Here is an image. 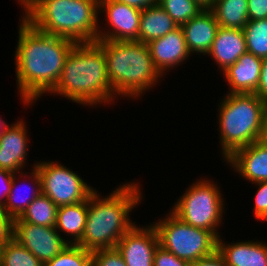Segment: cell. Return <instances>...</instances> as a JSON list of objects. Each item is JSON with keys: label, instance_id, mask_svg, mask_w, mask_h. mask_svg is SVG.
Wrapping results in <instances>:
<instances>
[{"label": "cell", "instance_id": "cell-40", "mask_svg": "<svg viewBox=\"0 0 267 266\" xmlns=\"http://www.w3.org/2000/svg\"><path fill=\"white\" fill-rule=\"evenodd\" d=\"M35 0H18V2H21V7L24 11L27 10V8L34 2ZM23 5V6H22Z\"/></svg>", "mask_w": 267, "mask_h": 266}, {"label": "cell", "instance_id": "cell-27", "mask_svg": "<svg viewBox=\"0 0 267 266\" xmlns=\"http://www.w3.org/2000/svg\"><path fill=\"white\" fill-rule=\"evenodd\" d=\"M159 5L178 26L185 24L204 10L193 0H159Z\"/></svg>", "mask_w": 267, "mask_h": 266}, {"label": "cell", "instance_id": "cell-12", "mask_svg": "<svg viewBox=\"0 0 267 266\" xmlns=\"http://www.w3.org/2000/svg\"><path fill=\"white\" fill-rule=\"evenodd\" d=\"M159 237L151 224L138 227L136 224L116 244L127 266H153Z\"/></svg>", "mask_w": 267, "mask_h": 266}, {"label": "cell", "instance_id": "cell-36", "mask_svg": "<svg viewBox=\"0 0 267 266\" xmlns=\"http://www.w3.org/2000/svg\"><path fill=\"white\" fill-rule=\"evenodd\" d=\"M255 94L267 102V58L262 61L260 80Z\"/></svg>", "mask_w": 267, "mask_h": 266}, {"label": "cell", "instance_id": "cell-5", "mask_svg": "<svg viewBox=\"0 0 267 266\" xmlns=\"http://www.w3.org/2000/svg\"><path fill=\"white\" fill-rule=\"evenodd\" d=\"M96 42L105 54L107 74L115 98L120 95L137 99L162 77L147 44L139 41Z\"/></svg>", "mask_w": 267, "mask_h": 266}, {"label": "cell", "instance_id": "cell-23", "mask_svg": "<svg viewBox=\"0 0 267 266\" xmlns=\"http://www.w3.org/2000/svg\"><path fill=\"white\" fill-rule=\"evenodd\" d=\"M220 27L243 29L248 20V0H217L210 9Z\"/></svg>", "mask_w": 267, "mask_h": 266}, {"label": "cell", "instance_id": "cell-33", "mask_svg": "<svg viewBox=\"0 0 267 266\" xmlns=\"http://www.w3.org/2000/svg\"><path fill=\"white\" fill-rule=\"evenodd\" d=\"M267 18V0H248V20Z\"/></svg>", "mask_w": 267, "mask_h": 266}, {"label": "cell", "instance_id": "cell-29", "mask_svg": "<svg viewBox=\"0 0 267 266\" xmlns=\"http://www.w3.org/2000/svg\"><path fill=\"white\" fill-rule=\"evenodd\" d=\"M91 266H127L116 247L92 251Z\"/></svg>", "mask_w": 267, "mask_h": 266}, {"label": "cell", "instance_id": "cell-35", "mask_svg": "<svg viewBox=\"0 0 267 266\" xmlns=\"http://www.w3.org/2000/svg\"><path fill=\"white\" fill-rule=\"evenodd\" d=\"M191 266H228L224 261L221 254L216 250L213 254L203 257L194 263H191Z\"/></svg>", "mask_w": 267, "mask_h": 266}, {"label": "cell", "instance_id": "cell-31", "mask_svg": "<svg viewBox=\"0 0 267 266\" xmlns=\"http://www.w3.org/2000/svg\"><path fill=\"white\" fill-rule=\"evenodd\" d=\"M153 266H191V263L179 259L161 245H158L154 255Z\"/></svg>", "mask_w": 267, "mask_h": 266}, {"label": "cell", "instance_id": "cell-24", "mask_svg": "<svg viewBox=\"0 0 267 266\" xmlns=\"http://www.w3.org/2000/svg\"><path fill=\"white\" fill-rule=\"evenodd\" d=\"M58 206L49 197L41 194L35 198L14 221H24L35 225L55 227Z\"/></svg>", "mask_w": 267, "mask_h": 266}, {"label": "cell", "instance_id": "cell-34", "mask_svg": "<svg viewBox=\"0 0 267 266\" xmlns=\"http://www.w3.org/2000/svg\"><path fill=\"white\" fill-rule=\"evenodd\" d=\"M14 173L0 169V206H4L10 192Z\"/></svg>", "mask_w": 267, "mask_h": 266}, {"label": "cell", "instance_id": "cell-1", "mask_svg": "<svg viewBox=\"0 0 267 266\" xmlns=\"http://www.w3.org/2000/svg\"><path fill=\"white\" fill-rule=\"evenodd\" d=\"M22 19V20H21ZM15 52L18 93L28 106L57 84L75 41L36 29L21 16Z\"/></svg>", "mask_w": 267, "mask_h": 266}, {"label": "cell", "instance_id": "cell-18", "mask_svg": "<svg viewBox=\"0 0 267 266\" xmlns=\"http://www.w3.org/2000/svg\"><path fill=\"white\" fill-rule=\"evenodd\" d=\"M245 35L242 29L218 27L215 39L207 53L222 72L232 66L238 58L247 53Z\"/></svg>", "mask_w": 267, "mask_h": 266}, {"label": "cell", "instance_id": "cell-19", "mask_svg": "<svg viewBox=\"0 0 267 266\" xmlns=\"http://www.w3.org/2000/svg\"><path fill=\"white\" fill-rule=\"evenodd\" d=\"M217 240V251L228 266H267V243L241 241L225 244Z\"/></svg>", "mask_w": 267, "mask_h": 266}, {"label": "cell", "instance_id": "cell-16", "mask_svg": "<svg viewBox=\"0 0 267 266\" xmlns=\"http://www.w3.org/2000/svg\"><path fill=\"white\" fill-rule=\"evenodd\" d=\"M180 27L183 31L189 53L195 52L198 55L199 53L207 55L219 25L212 11L204 9Z\"/></svg>", "mask_w": 267, "mask_h": 266}, {"label": "cell", "instance_id": "cell-4", "mask_svg": "<svg viewBox=\"0 0 267 266\" xmlns=\"http://www.w3.org/2000/svg\"><path fill=\"white\" fill-rule=\"evenodd\" d=\"M24 13L41 32L76 43L97 41L99 0H35Z\"/></svg>", "mask_w": 267, "mask_h": 266}, {"label": "cell", "instance_id": "cell-15", "mask_svg": "<svg viewBox=\"0 0 267 266\" xmlns=\"http://www.w3.org/2000/svg\"><path fill=\"white\" fill-rule=\"evenodd\" d=\"M226 163L250 183L267 181V143L258 140L236 150Z\"/></svg>", "mask_w": 267, "mask_h": 266}, {"label": "cell", "instance_id": "cell-28", "mask_svg": "<svg viewBox=\"0 0 267 266\" xmlns=\"http://www.w3.org/2000/svg\"><path fill=\"white\" fill-rule=\"evenodd\" d=\"M92 252L79 245L69 244L44 266H91Z\"/></svg>", "mask_w": 267, "mask_h": 266}, {"label": "cell", "instance_id": "cell-7", "mask_svg": "<svg viewBox=\"0 0 267 266\" xmlns=\"http://www.w3.org/2000/svg\"><path fill=\"white\" fill-rule=\"evenodd\" d=\"M222 196L217 184L204 178L189 186L171 212L184 223L211 231L219 238L217 227L222 223L225 208Z\"/></svg>", "mask_w": 267, "mask_h": 266}, {"label": "cell", "instance_id": "cell-37", "mask_svg": "<svg viewBox=\"0 0 267 266\" xmlns=\"http://www.w3.org/2000/svg\"><path fill=\"white\" fill-rule=\"evenodd\" d=\"M120 3L135 7L139 10L159 4V0H117Z\"/></svg>", "mask_w": 267, "mask_h": 266}, {"label": "cell", "instance_id": "cell-3", "mask_svg": "<svg viewBox=\"0 0 267 266\" xmlns=\"http://www.w3.org/2000/svg\"><path fill=\"white\" fill-rule=\"evenodd\" d=\"M123 184L103 198L96 190L91 193L83 237L77 245L91 252L114 248L135 225L129 213L143 199L140 185L135 182Z\"/></svg>", "mask_w": 267, "mask_h": 266}, {"label": "cell", "instance_id": "cell-14", "mask_svg": "<svg viewBox=\"0 0 267 266\" xmlns=\"http://www.w3.org/2000/svg\"><path fill=\"white\" fill-rule=\"evenodd\" d=\"M147 45L153 63L162 76L165 71L172 70L176 65L182 64L191 55L180 26Z\"/></svg>", "mask_w": 267, "mask_h": 266}, {"label": "cell", "instance_id": "cell-26", "mask_svg": "<svg viewBox=\"0 0 267 266\" xmlns=\"http://www.w3.org/2000/svg\"><path fill=\"white\" fill-rule=\"evenodd\" d=\"M242 30L248 53L261 59L267 58V18L249 20Z\"/></svg>", "mask_w": 267, "mask_h": 266}, {"label": "cell", "instance_id": "cell-20", "mask_svg": "<svg viewBox=\"0 0 267 266\" xmlns=\"http://www.w3.org/2000/svg\"><path fill=\"white\" fill-rule=\"evenodd\" d=\"M178 24L159 5L141 10L139 42L148 44L178 28Z\"/></svg>", "mask_w": 267, "mask_h": 266}, {"label": "cell", "instance_id": "cell-21", "mask_svg": "<svg viewBox=\"0 0 267 266\" xmlns=\"http://www.w3.org/2000/svg\"><path fill=\"white\" fill-rule=\"evenodd\" d=\"M88 214V199L76 204L60 206L57 209L55 228L70 235L69 244L77 245L82 237ZM71 238H73L71 240Z\"/></svg>", "mask_w": 267, "mask_h": 266}, {"label": "cell", "instance_id": "cell-10", "mask_svg": "<svg viewBox=\"0 0 267 266\" xmlns=\"http://www.w3.org/2000/svg\"><path fill=\"white\" fill-rule=\"evenodd\" d=\"M13 238L28 249L43 264L52 260L69 245L55 227L14 221Z\"/></svg>", "mask_w": 267, "mask_h": 266}, {"label": "cell", "instance_id": "cell-6", "mask_svg": "<svg viewBox=\"0 0 267 266\" xmlns=\"http://www.w3.org/2000/svg\"><path fill=\"white\" fill-rule=\"evenodd\" d=\"M220 105L219 139L222 158L226 160L236 150L261 140L267 102L255 93H228Z\"/></svg>", "mask_w": 267, "mask_h": 266}, {"label": "cell", "instance_id": "cell-8", "mask_svg": "<svg viewBox=\"0 0 267 266\" xmlns=\"http://www.w3.org/2000/svg\"><path fill=\"white\" fill-rule=\"evenodd\" d=\"M152 225L156 228L159 245L189 263L217 250L218 238L211 231L186 224L171 211L165 219Z\"/></svg>", "mask_w": 267, "mask_h": 266}, {"label": "cell", "instance_id": "cell-30", "mask_svg": "<svg viewBox=\"0 0 267 266\" xmlns=\"http://www.w3.org/2000/svg\"><path fill=\"white\" fill-rule=\"evenodd\" d=\"M258 187L255 195L254 217L258 220H267V181L255 183Z\"/></svg>", "mask_w": 267, "mask_h": 266}, {"label": "cell", "instance_id": "cell-32", "mask_svg": "<svg viewBox=\"0 0 267 266\" xmlns=\"http://www.w3.org/2000/svg\"><path fill=\"white\" fill-rule=\"evenodd\" d=\"M14 219L3 209L0 211V248L13 238Z\"/></svg>", "mask_w": 267, "mask_h": 266}, {"label": "cell", "instance_id": "cell-41", "mask_svg": "<svg viewBox=\"0 0 267 266\" xmlns=\"http://www.w3.org/2000/svg\"><path fill=\"white\" fill-rule=\"evenodd\" d=\"M7 125V122L5 123L4 120L0 117V136Z\"/></svg>", "mask_w": 267, "mask_h": 266}, {"label": "cell", "instance_id": "cell-17", "mask_svg": "<svg viewBox=\"0 0 267 266\" xmlns=\"http://www.w3.org/2000/svg\"><path fill=\"white\" fill-rule=\"evenodd\" d=\"M262 61L263 59L247 52L226 69L223 75L230 86L228 93H255L260 80Z\"/></svg>", "mask_w": 267, "mask_h": 266}, {"label": "cell", "instance_id": "cell-39", "mask_svg": "<svg viewBox=\"0 0 267 266\" xmlns=\"http://www.w3.org/2000/svg\"><path fill=\"white\" fill-rule=\"evenodd\" d=\"M261 140L267 143V109L264 114L263 133H262Z\"/></svg>", "mask_w": 267, "mask_h": 266}, {"label": "cell", "instance_id": "cell-38", "mask_svg": "<svg viewBox=\"0 0 267 266\" xmlns=\"http://www.w3.org/2000/svg\"><path fill=\"white\" fill-rule=\"evenodd\" d=\"M193 1L196 2L203 9H211L213 4L215 3L214 0H193Z\"/></svg>", "mask_w": 267, "mask_h": 266}, {"label": "cell", "instance_id": "cell-13", "mask_svg": "<svg viewBox=\"0 0 267 266\" xmlns=\"http://www.w3.org/2000/svg\"><path fill=\"white\" fill-rule=\"evenodd\" d=\"M23 120L7 125L0 136V169L19 173L24 168L28 151V132Z\"/></svg>", "mask_w": 267, "mask_h": 266}, {"label": "cell", "instance_id": "cell-25", "mask_svg": "<svg viewBox=\"0 0 267 266\" xmlns=\"http://www.w3.org/2000/svg\"><path fill=\"white\" fill-rule=\"evenodd\" d=\"M0 266H44V264L12 238L0 248Z\"/></svg>", "mask_w": 267, "mask_h": 266}, {"label": "cell", "instance_id": "cell-2", "mask_svg": "<svg viewBox=\"0 0 267 266\" xmlns=\"http://www.w3.org/2000/svg\"><path fill=\"white\" fill-rule=\"evenodd\" d=\"M49 93L93 107L114 101L102 47L96 41L76 43L66 56L56 86Z\"/></svg>", "mask_w": 267, "mask_h": 266}, {"label": "cell", "instance_id": "cell-9", "mask_svg": "<svg viewBox=\"0 0 267 266\" xmlns=\"http://www.w3.org/2000/svg\"><path fill=\"white\" fill-rule=\"evenodd\" d=\"M41 176L42 194L58 207L86 201L95 190L75 172L55 161L34 164Z\"/></svg>", "mask_w": 267, "mask_h": 266}, {"label": "cell", "instance_id": "cell-11", "mask_svg": "<svg viewBox=\"0 0 267 266\" xmlns=\"http://www.w3.org/2000/svg\"><path fill=\"white\" fill-rule=\"evenodd\" d=\"M99 10L111 28L103 32L99 27L97 41H139L141 10L117 0H99Z\"/></svg>", "mask_w": 267, "mask_h": 266}, {"label": "cell", "instance_id": "cell-22", "mask_svg": "<svg viewBox=\"0 0 267 266\" xmlns=\"http://www.w3.org/2000/svg\"><path fill=\"white\" fill-rule=\"evenodd\" d=\"M34 168L32 169L33 171L31 172V176L27 175L26 173L24 174L21 170V175L24 177H29L31 180V183L33 184V188L28 186L31 189L30 195L26 196L25 192L24 194H19L17 192H21V190L17 191V184L16 180L17 179V173H14L13 178H12V183H11V188L10 192L8 194L7 200L2 207V209L13 219L19 218L23 212L27 209L29 204L38 196L42 194V181H41V176L40 173L38 172L37 168L35 165H33ZM24 174V175H23ZM25 184V183H24ZM21 186V185H20ZM19 186V187H20ZM27 187V189H28ZM17 189V190H16ZM26 189V190H27ZM30 190V189H29ZM22 195V196H21ZM25 195V196H24Z\"/></svg>", "mask_w": 267, "mask_h": 266}]
</instances>
